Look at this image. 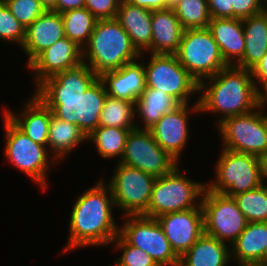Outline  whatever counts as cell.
I'll return each instance as SVG.
<instances>
[{"instance_id":"cell-1","label":"cell","mask_w":267,"mask_h":266,"mask_svg":"<svg viewBox=\"0 0 267 266\" xmlns=\"http://www.w3.org/2000/svg\"><path fill=\"white\" fill-rule=\"evenodd\" d=\"M34 90L52 114L73 123L88 137L98 126L107 91L103 81L85 63L42 81Z\"/></svg>"},{"instance_id":"cell-2","label":"cell","mask_w":267,"mask_h":266,"mask_svg":"<svg viewBox=\"0 0 267 266\" xmlns=\"http://www.w3.org/2000/svg\"><path fill=\"white\" fill-rule=\"evenodd\" d=\"M102 179L77 197L69 218V239L62 252L110 245L119 234L120 226L112 213L116 209L113 196Z\"/></svg>"},{"instance_id":"cell-3","label":"cell","mask_w":267,"mask_h":266,"mask_svg":"<svg viewBox=\"0 0 267 266\" xmlns=\"http://www.w3.org/2000/svg\"><path fill=\"white\" fill-rule=\"evenodd\" d=\"M198 92L200 113L221 114L215 122L217 125L225 118L249 113L261 104L251 70L235 65H228L201 81Z\"/></svg>"},{"instance_id":"cell-4","label":"cell","mask_w":267,"mask_h":266,"mask_svg":"<svg viewBox=\"0 0 267 266\" xmlns=\"http://www.w3.org/2000/svg\"><path fill=\"white\" fill-rule=\"evenodd\" d=\"M82 58L83 62L100 77L105 72L138 61L140 53L132 45L130 37L116 18L99 19L82 49Z\"/></svg>"},{"instance_id":"cell-5","label":"cell","mask_w":267,"mask_h":266,"mask_svg":"<svg viewBox=\"0 0 267 266\" xmlns=\"http://www.w3.org/2000/svg\"><path fill=\"white\" fill-rule=\"evenodd\" d=\"M180 172L177 165L171 172L155 179L144 216L157 218L166 213L196 208L201 204L207 183L191 180Z\"/></svg>"},{"instance_id":"cell-6","label":"cell","mask_w":267,"mask_h":266,"mask_svg":"<svg viewBox=\"0 0 267 266\" xmlns=\"http://www.w3.org/2000/svg\"><path fill=\"white\" fill-rule=\"evenodd\" d=\"M5 158L17 169L31 177L38 186L46 190L48 185L47 172L50 165L58 163L55 158H51L48 148L35 143L22 130H20L5 114ZM52 159V160H50ZM50 161L52 163H50Z\"/></svg>"},{"instance_id":"cell-7","label":"cell","mask_w":267,"mask_h":266,"mask_svg":"<svg viewBox=\"0 0 267 266\" xmlns=\"http://www.w3.org/2000/svg\"><path fill=\"white\" fill-rule=\"evenodd\" d=\"M175 55L198 83L228 66L208 27L184 30Z\"/></svg>"},{"instance_id":"cell-8","label":"cell","mask_w":267,"mask_h":266,"mask_svg":"<svg viewBox=\"0 0 267 266\" xmlns=\"http://www.w3.org/2000/svg\"><path fill=\"white\" fill-rule=\"evenodd\" d=\"M215 178L206 187L232 197L260 187L259 157L222 148L215 164Z\"/></svg>"},{"instance_id":"cell-9","label":"cell","mask_w":267,"mask_h":266,"mask_svg":"<svg viewBox=\"0 0 267 266\" xmlns=\"http://www.w3.org/2000/svg\"><path fill=\"white\" fill-rule=\"evenodd\" d=\"M265 105L253 111L225 118L215 125L221 135L222 148L257 157L267 153V127Z\"/></svg>"},{"instance_id":"cell-10","label":"cell","mask_w":267,"mask_h":266,"mask_svg":"<svg viewBox=\"0 0 267 266\" xmlns=\"http://www.w3.org/2000/svg\"><path fill=\"white\" fill-rule=\"evenodd\" d=\"M149 54L148 63H144L146 87L164 91L179 104H189V97L199 93V83L175 54Z\"/></svg>"},{"instance_id":"cell-11","label":"cell","mask_w":267,"mask_h":266,"mask_svg":"<svg viewBox=\"0 0 267 266\" xmlns=\"http://www.w3.org/2000/svg\"><path fill=\"white\" fill-rule=\"evenodd\" d=\"M201 205L204 233L231 246L248 223L234 198L205 187Z\"/></svg>"},{"instance_id":"cell-12","label":"cell","mask_w":267,"mask_h":266,"mask_svg":"<svg viewBox=\"0 0 267 266\" xmlns=\"http://www.w3.org/2000/svg\"><path fill=\"white\" fill-rule=\"evenodd\" d=\"M125 218L119 235L130 245L150 255L158 266H179L163 228L156 218L144 215H122Z\"/></svg>"},{"instance_id":"cell-13","label":"cell","mask_w":267,"mask_h":266,"mask_svg":"<svg viewBox=\"0 0 267 266\" xmlns=\"http://www.w3.org/2000/svg\"><path fill=\"white\" fill-rule=\"evenodd\" d=\"M113 177L109 179L116 208L126 215H143L151 198L155 177L146 172L122 163L116 165Z\"/></svg>"},{"instance_id":"cell-14","label":"cell","mask_w":267,"mask_h":266,"mask_svg":"<svg viewBox=\"0 0 267 266\" xmlns=\"http://www.w3.org/2000/svg\"><path fill=\"white\" fill-rule=\"evenodd\" d=\"M119 163L155 178L166 175L178 165V161L157 144L150 130L139 128L130 131Z\"/></svg>"},{"instance_id":"cell-15","label":"cell","mask_w":267,"mask_h":266,"mask_svg":"<svg viewBox=\"0 0 267 266\" xmlns=\"http://www.w3.org/2000/svg\"><path fill=\"white\" fill-rule=\"evenodd\" d=\"M190 112L199 114L198 100L191 108H189V104H180L173 111L165 113L149 129L157 144L179 163L189 139L188 115Z\"/></svg>"},{"instance_id":"cell-16","label":"cell","mask_w":267,"mask_h":266,"mask_svg":"<svg viewBox=\"0 0 267 266\" xmlns=\"http://www.w3.org/2000/svg\"><path fill=\"white\" fill-rule=\"evenodd\" d=\"M156 219L178 257L188 251L204 234L201 204L185 211L166 213Z\"/></svg>"},{"instance_id":"cell-17","label":"cell","mask_w":267,"mask_h":266,"mask_svg":"<svg viewBox=\"0 0 267 266\" xmlns=\"http://www.w3.org/2000/svg\"><path fill=\"white\" fill-rule=\"evenodd\" d=\"M82 61V48L68 37H64L39 53L27 67L33 71L37 87L45 79L74 67Z\"/></svg>"},{"instance_id":"cell-18","label":"cell","mask_w":267,"mask_h":266,"mask_svg":"<svg viewBox=\"0 0 267 266\" xmlns=\"http://www.w3.org/2000/svg\"><path fill=\"white\" fill-rule=\"evenodd\" d=\"M65 37L60 13L46 10L25 30V39L21 46L28 56L27 65L43 50Z\"/></svg>"},{"instance_id":"cell-19","label":"cell","mask_w":267,"mask_h":266,"mask_svg":"<svg viewBox=\"0 0 267 266\" xmlns=\"http://www.w3.org/2000/svg\"><path fill=\"white\" fill-rule=\"evenodd\" d=\"M99 78L109 96L130 102H135L146 87L143 62L125 64L120 69L103 73Z\"/></svg>"},{"instance_id":"cell-20","label":"cell","mask_w":267,"mask_h":266,"mask_svg":"<svg viewBox=\"0 0 267 266\" xmlns=\"http://www.w3.org/2000/svg\"><path fill=\"white\" fill-rule=\"evenodd\" d=\"M4 110L3 113L29 138L47 147L51 110L36 95L29 98L19 115L6 108Z\"/></svg>"},{"instance_id":"cell-21","label":"cell","mask_w":267,"mask_h":266,"mask_svg":"<svg viewBox=\"0 0 267 266\" xmlns=\"http://www.w3.org/2000/svg\"><path fill=\"white\" fill-rule=\"evenodd\" d=\"M152 11L146 8L132 5L125 0H121L116 19L130 37L132 45L140 53H151Z\"/></svg>"},{"instance_id":"cell-22","label":"cell","mask_w":267,"mask_h":266,"mask_svg":"<svg viewBox=\"0 0 267 266\" xmlns=\"http://www.w3.org/2000/svg\"><path fill=\"white\" fill-rule=\"evenodd\" d=\"M227 65H236L244 55L242 19L211 18L208 26Z\"/></svg>"},{"instance_id":"cell-23","label":"cell","mask_w":267,"mask_h":266,"mask_svg":"<svg viewBox=\"0 0 267 266\" xmlns=\"http://www.w3.org/2000/svg\"><path fill=\"white\" fill-rule=\"evenodd\" d=\"M151 53L175 54L184 29L171 7L152 11Z\"/></svg>"},{"instance_id":"cell-24","label":"cell","mask_w":267,"mask_h":266,"mask_svg":"<svg viewBox=\"0 0 267 266\" xmlns=\"http://www.w3.org/2000/svg\"><path fill=\"white\" fill-rule=\"evenodd\" d=\"M230 247L204 233L179 257V266H228L232 260Z\"/></svg>"},{"instance_id":"cell-25","label":"cell","mask_w":267,"mask_h":266,"mask_svg":"<svg viewBox=\"0 0 267 266\" xmlns=\"http://www.w3.org/2000/svg\"><path fill=\"white\" fill-rule=\"evenodd\" d=\"M231 246V259L237 264L259 263L267 247V222H248Z\"/></svg>"},{"instance_id":"cell-26","label":"cell","mask_w":267,"mask_h":266,"mask_svg":"<svg viewBox=\"0 0 267 266\" xmlns=\"http://www.w3.org/2000/svg\"><path fill=\"white\" fill-rule=\"evenodd\" d=\"M242 26L245 50L235 66L251 70L267 53V10L242 19Z\"/></svg>"},{"instance_id":"cell-27","label":"cell","mask_w":267,"mask_h":266,"mask_svg":"<svg viewBox=\"0 0 267 266\" xmlns=\"http://www.w3.org/2000/svg\"><path fill=\"white\" fill-rule=\"evenodd\" d=\"M180 104L162 90L145 87L142 94L135 101V114L144 125L139 129L149 130L168 112L173 111Z\"/></svg>"},{"instance_id":"cell-28","label":"cell","mask_w":267,"mask_h":266,"mask_svg":"<svg viewBox=\"0 0 267 266\" xmlns=\"http://www.w3.org/2000/svg\"><path fill=\"white\" fill-rule=\"evenodd\" d=\"M84 141H87V137L77 125L55 117L51 111L47 148L57 162L66 158Z\"/></svg>"},{"instance_id":"cell-29","label":"cell","mask_w":267,"mask_h":266,"mask_svg":"<svg viewBox=\"0 0 267 266\" xmlns=\"http://www.w3.org/2000/svg\"><path fill=\"white\" fill-rule=\"evenodd\" d=\"M131 130L133 129L98 126L87 137V141H92L103 159H111L116 156L120 162Z\"/></svg>"},{"instance_id":"cell-30","label":"cell","mask_w":267,"mask_h":266,"mask_svg":"<svg viewBox=\"0 0 267 266\" xmlns=\"http://www.w3.org/2000/svg\"><path fill=\"white\" fill-rule=\"evenodd\" d=\"M135 102L107 95L100 115L99 126L135 129Z\"/></svg>"},{"instance_id":"cell-31","label":"cell","mask_w":267,"mask_h":266,"mask_svg":"<svg viewBox=\"0 0 267 266\" xmlns=\"http://www.w3.org/2000/svg\"><path fill=\"white\" fill-rule=\"evenodd\" d=\"M61 16L65 37L83 49L98 19L85 7L61 13Z\"/></svg>"},{"instance_id":"cell-32","label":"cell","mask_w":267,"mask_h":266,"mask_svg":"<svg viewBox=\"0 0 267 266\" xmlns=\"http://www.w3.org/2000/svg\"><path fill=\"white\" fill-rule=\"evenodd\" d=\"M171 8L184 30L207 28L211 21L208 0H179Z\"/></svg>"},{"instance_id":"cell-33","label":"cell","mask_w":267,"mask_h":266,"mask_svg":"<svg viewBox=\"0 0 267 266\" xmlns=\"http://www.w3.org/2000/svg\"><path fill=\"white\" fill-rule=\"evenodd\" d=\"M232 197L248 222H267V185Z\"/></svg>"},{"instance_id":"cell-34","label":"cell","mask_w":267,"mask_h":266,"mask_svg":"<svg viewBox=\"0 0 267 266\" xmlns=\"http://www.w3.org/2000/svg\"><path fill=\"white\" fill-rule=\"evenodd\" d=\"M111 244L115 246L114 250L118 249L123 252L121 257L115 260L119 266H158L150 255L142 249L128 244L119 234Z\"/></svg>"},{"instance_id":"cell-35","label":"cell","mask_w":267,"mask_h":266,"mask_svg":"<svg viewBox=\"0 0 267 266\" xmlns=\"http://www.w3.org/2000/svg\"><path fill=\"white\" fill-rule=\"evenodd\" d=\"M25 30L4 1L0 0V40L17 43L21 47L25 39Z\"/></svg>"},{"instance_id":"cell-36","label":"cell","mask_w":267,"mask_h":266,"mask_svg":"<svg viewBox=\"0 0 267 266\" xmlns=\"http://www.w3.org/2000/svg\"><path fill=\"white\" fill-rule=\"evenodd\" d=\"M12 15L25 27L30 26L46 9L40 0H3Z\"/></svg>"},{"instance_id":"cell-37","label":"cell","mask_w":267,"mask_h":266,"mask_svg":"<svg viewBox=\"0 0 267 266\" xmlns=\"http://www.w3.org/2000/svg\"><path fill=\"white\" fill-rule=\"evenodd\" d=\"M121 0H85L87 8L98 20L116 18Z\"/></svg>"},{"instance_id":"cell-38","label":"cell","mask_w":267,"mask_h":266,"mask_svg":"<svg viewBox=\"0 0 267 266\" xmlns=\"http://www.w3.org/2000/svg\"><path fill=\"white\" fill-rule=\"evenodd\" d=\"M233 18L245 19L265 10L262 0H233Z\"/></svg>"},{"instance_id":"cell-39","label":"cell","mask_w":267,"mask_h":266,"mask_svg":"<svg viewBox=\"0 0 267 266\" xmlns=\"http://www.w3.org/2000/svg\"><path fill=\"white\" fill-rule=\"evenodd\" d=\"M251 74L257 92L263 95L267 91V53L251 69Z\"/></svg>"},{"instance_id":"cell-40","label":"cell","mask_w":267,"mask_h":266,"mask_svg":"<svg viewBox=\"0 0 267 266\" xmlns=\"http://www.w3.org/2000/svg\"><path fill=\"white\" fill-rule=\"evenodd\" d=\"M233 0H208L211 18H233Z\"/></svg>"},{"instance_id":"cell-41","label":"cell","mask_w":267,"mask_h":266,"mask_svg":"<svg viewBox=\"0 0 267 266\" xmlns=\"http://www.w3.org/2000/svg\"><path fill=\"white\" fill-rule=\"evenodd\" d=\"M125 1H127L132 5L146 8L151 11L163 10L170 7L167 0H125Z\"/></svg>"},{"instance_id":"cell-42","label":"cell","mask_w":267,"mask_h":266,"mask_svg":"<svg viewBox=\"0 0 267 266\" xmlns=\"http://www.w3.org/2000/svg\"><path fill=\"white\" fill-rule=\"evenodd\" d=\"M85 7V0H57V12L64 13Z\"/></svg>"},{"instance_id":"cell-43","label":"cell","mask_w":267,"mask_h":266,"mask_svg":"<svg viewBox=\"0 0 267 266\" xmlns=\"http://www.w3.org/2000/svg\"><path fill=\"white\" fill-rule=\"evenodd\" d=\"M259 165L261 184L264 185V180H267V153L259 157Z\"/></svg>"},{"instance_id":"cell-44","label":"cell","mask_w":267,"mask_h":266,"mask_svg":"<svg viewBox=\"0 0 267 266\" xmlns=\"http://www.w3.org/2000/svg\"><path fill=\"white\" fill-rule=\"evenodd\" d=\"M40 3L46 10L57 12V0H40Z\"/></svg>"},{"instance_id":"cell-45","label":"cell","mask_w":267,"mask_h":266,"mask_svg":"<svg viewBox=\"0 0 267 266\" xmlns=\"http://www.w3.org/2000/svg\"><path fill=\"white\" fill-rule=\"evenodd\" d=\"M258 264L267 266V247H266V250L264 252V256H263L262 260Z\"/></svg>"},{"instance_id":"cell-46","label":"cell","mask_w":267,"mask_h":266,"mask_svg":"<svg viewBox=\"0 0 267 266\" xmlns=\"http://www.w3.org/2000/svg\"><path fill=\"white\" fill-rule=\"evenodd\" d=\"M261 103L267 105V94L261 95Z\"/></svg>"},{"instance_id":"cell-47","label":"cell","mask_w":267,"mask_h":266,"mask_svg":"<svg viewBox=\"0 0 267 266\" xmlns=\"http://www.w3.org/2000/svg\"><path fill=\"white\" fill-rule=\"evenodd\" d=\"M238 266H264L258 263H251V264H239Z\"/></svg>"},{"instance_id":"cell-48","label":"cell","mask_w":267,"mask_h":266,"mask_svg":"<svg viewBox=\"0 0 267 266\" xmlns=\"http://www.w3.org/2000/svg\"><path fill=\"white\" fill-rule=\"evenodd\" d=\"M179 0H167L169 6L171 7L174 3H176Z\"/></svg>"},{"instance_id":"cell-49","label":"cell","mask_w":267,"mask_h":266,"mask_svg":"<svg viewBox=\"0 0 267 266\" xmlns=\"http://www.w3.org/2000/svg\"><path fill=\"white\" fill-rule=\"evenodd\" d=\"M265 10H267V0H262Z\"/></svg>"},{"instance_id":"cell-50","label":"cell","mask_w":267,"mask_h":266,"mask_svg":"<svg viewBox=\"0 0 267 266\" xmlns=\"http://www.w3.org/2000/svg\"><path fill=\"white\" fill-rule=\"evenodd\" d=\"M265 124H266V127H267V113L265 114Z\"/></svg>"},{"instance_id":"cell-51","label":"cell","mask_w":267,"mask_h":266,"mask_svg":"<svg viewBox=\"0 0 267 266\" xmlns=\"http://www.w3.org/2000/svg\"><path fill=\"white\" fill-rule=\"evenodd\" d=\"M109 266H119V265H117V264L114 262V265H109Z\"/></svg>"}]
</instances>
